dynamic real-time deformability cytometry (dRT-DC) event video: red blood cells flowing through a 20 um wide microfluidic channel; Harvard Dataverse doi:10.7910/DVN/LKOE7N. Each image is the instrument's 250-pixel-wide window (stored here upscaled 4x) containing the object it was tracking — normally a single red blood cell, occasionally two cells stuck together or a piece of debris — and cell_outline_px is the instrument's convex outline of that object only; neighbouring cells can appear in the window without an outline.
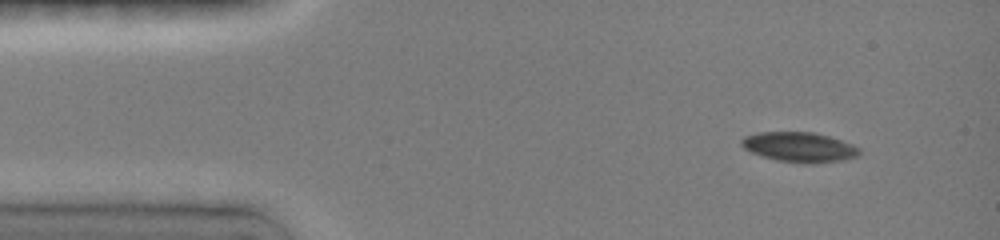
{"species": "common noctule bat (a hibernating species)", "species_latin": "Nyctalus noctula", "temperature_condition": "room temperature", "stored_images_in_passage": 4, "camera_frame_rate_fps": 3000, "um_per_image_px": 0.085, "animal": {"sex": "female", "body_mass_g": 19.0, "forearm_length_mm": 51.5}, "frame": {"image": 1, "passage_image": 2, "time_ms": 1.0, "image_size_px": [1000, 240], "cell_outline_px": [[860, 152], [856, 156], [844, 160], [812, 164], [808, 164], [776, 160], [760, 156], [744, 148], [740, 144], [740, 140], [744, 136], [760, 132], [816, 132], [852, 144], [860, 148]], "centroid_in_image_um": [67.93, 12.51], "position_along_channel_um": 17.1, "area_um2": 20.63}}
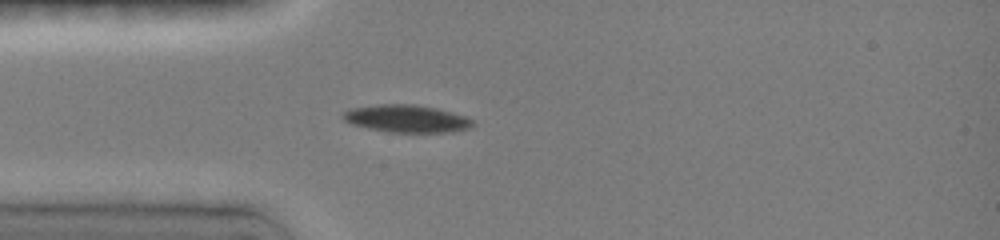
{"frame": {"image": 2, "passage_image": 4, "time_ms": 3.667, "image_size_px": [1000, 240], "cell_outline_px": [[476, 124], [472, 128], [452, 132], [388, 132], [368, 128], [352, 124], [344, 120], [340, 116], [340, 112], [348, 108], [376, 104], [416, 104], [436, 108], [452, 112], [464, 116], [472, 120]], "centroid_in_image_um": [34.52, 10.08], "position_along_channel_um": 50.5, "area_um2": 21.15}}